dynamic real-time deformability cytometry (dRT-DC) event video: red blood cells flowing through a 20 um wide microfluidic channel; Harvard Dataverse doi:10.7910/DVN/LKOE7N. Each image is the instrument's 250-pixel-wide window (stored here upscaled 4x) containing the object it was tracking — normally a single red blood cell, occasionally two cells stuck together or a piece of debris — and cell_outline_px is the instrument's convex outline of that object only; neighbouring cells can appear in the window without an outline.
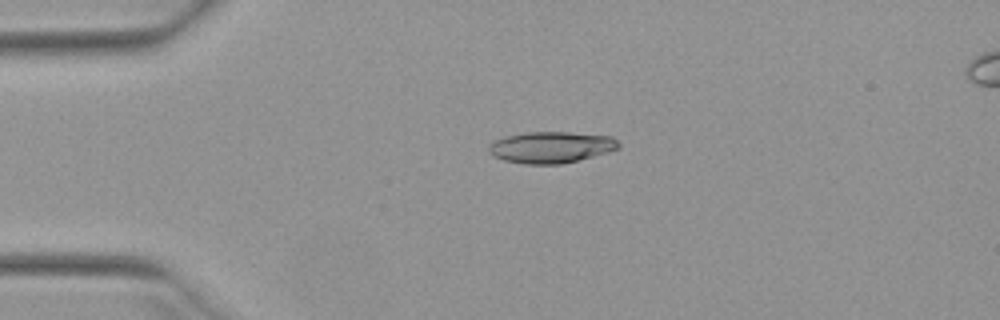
{"species": "Egyptian fruit bat (a non-hibernating species)", "species_latin": "Rousettus aegyptiacus", "temperature_condition": "warm", "stored_images_in_passage": 48, "camera_frame_rate_fps": 3000, "um_per_image_px": 0.085, "animal": {"sex": "female"}, "frame": {"image": 1, "passage_image": 9, "time_ms": 2.667, "image_size_px": [1000, 320], "cell_outline_px": [[620, 148], [608, 152], [560, 164], [524, 164], [504, 160], [488, 152], [488, 144], [496, 140], [508, 136], [528, 132], [568, 132], [612, 136], [620, 144]], "centroid_in_image_um": [46.85, 12.51], "position_along_channel_um": 38.2, "area_um2": 23.52}}
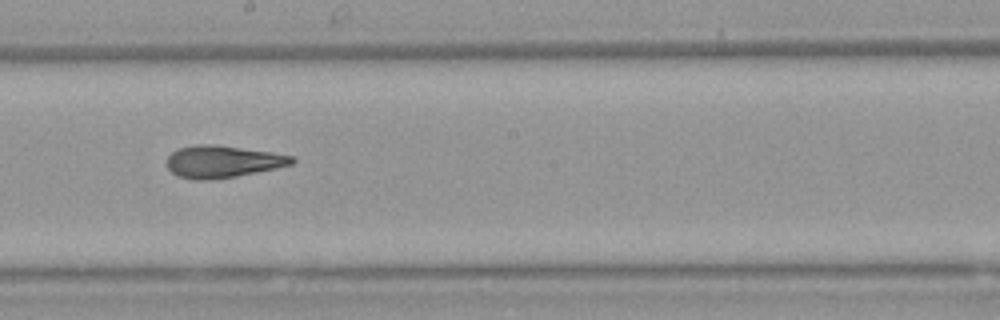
{"frame": {"image": 2, "passage_image": 26, "time_ms": 8.333, "image_size_px": [1000, 320], "cell_outline_px": [[296, 160], [292, 164], [276, 168], [236, 176], [208, 180], [192, 180], [176, 176], [168, 168], [168, 156], [172, 152], [180, 148], [196, 144], [216, 144], [272, 152], [292, 156]], "centroid_in_image_um": [18.91, 13.73], "position_along_channel_um": 229.3, "area_um2": 23.41}}
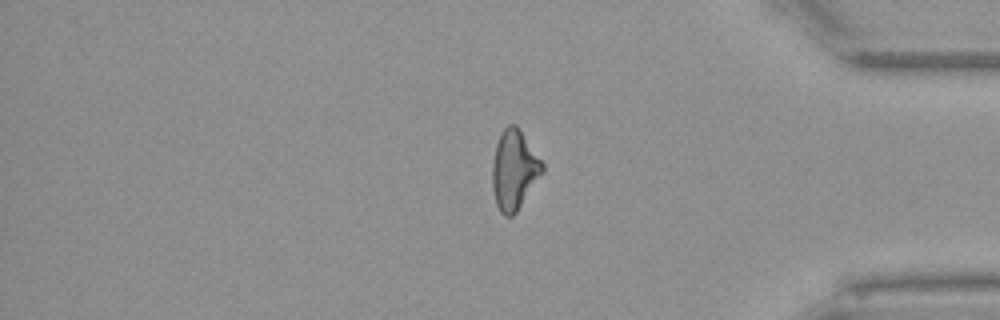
{"frame": {"image": 3, "passage_image": 40, "time_ms": 13.0, "image_size_px": [1000, 320], "cell_outline_px": [[544, 172], [516, 212], [512, 216], [504, 216], [500, 212], [496, 204], [492, 188], [492, 164], [496, 144], [500, 132], [508, 124], [516, 124], [544, 164]], "centroid_in_image_um": [43.69, 14.44], "position_along_channel_um": 391.5, "area_um2": 23.24}, "authors_computed_cell_mechanics": {"area_um2": 23.3512, "velocity_mm_per_s": 3.9766, "shape_relaxation_time_tau1_ms": null, "shape_relaxation_time_tau2_ms": 2.6353, "deformation_change_tau1": null, "deformation_change_tau2": 0.1179}}